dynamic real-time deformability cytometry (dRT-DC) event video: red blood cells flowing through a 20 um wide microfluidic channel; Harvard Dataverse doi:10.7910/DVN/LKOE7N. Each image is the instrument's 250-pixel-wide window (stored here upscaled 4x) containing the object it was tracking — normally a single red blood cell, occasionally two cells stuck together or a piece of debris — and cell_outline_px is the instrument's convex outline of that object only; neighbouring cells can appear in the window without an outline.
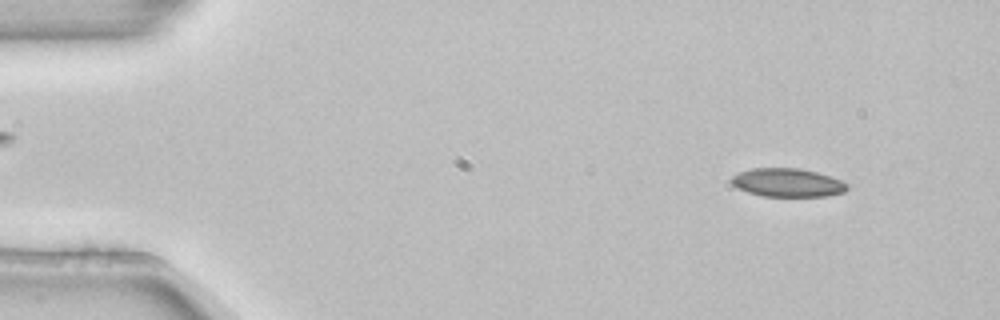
{"species": "common noctule bat (a hibernating species)", "species_latin": "Nyctalus noctula", "temperature_condition": "room temperature", "stored_images_in_passage": 2, "segment_of_instrument_passage": [2, 2], "camera_frame_rate_fps": 3000, "um_per_image_px": 0.085, "animal": {"sex": "female", "body_mass_g": 22.7, "forearm_length_mm": 54.2}, "frame": {"image": 1, "passage_image": 2, "time_ms": 0.333, "image_size_px": [1000, 320], "cell_outline_px": [[848, 188], [844, 192], [828, 196], [764, 196], [748, 192], [736, 188], [732, 184], [732, 176], [740, 172], [752, 168], [800, 168], [816, 172], [840, 180], [848, 184]], "centroid_in_image_um": [66.94, 15.52], "position_along_channel_um": 18.1, "area_um2": 19.07}}